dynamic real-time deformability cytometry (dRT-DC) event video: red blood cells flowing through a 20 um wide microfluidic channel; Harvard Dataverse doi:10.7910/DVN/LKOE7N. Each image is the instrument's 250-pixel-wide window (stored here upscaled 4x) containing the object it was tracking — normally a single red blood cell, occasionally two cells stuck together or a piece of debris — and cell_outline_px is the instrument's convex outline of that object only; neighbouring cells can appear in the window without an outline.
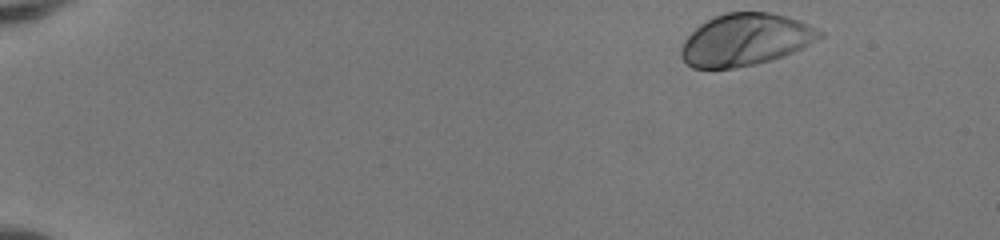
{"species": "human", "species_latin": "Homo sapiens", "temperature_condition": "room temperature", "stored_images_in_passage": 46, "camera_frame_rate_fps": 3000, "um_per_image_px": 0.085, "donor": {"sex": "female"}, "frame": {"image": 1, "passage_image": 1, "time_ms": 0.0, "image_size_px": [1000, 240], "cell_outline_px": [[824, 36], [784, 56], [756, 64], [732, 68], [692, 68], [680, 56], [680, 48], [684, 40], [700, 24], [724, 12], [768, 12], [800, 20], [824, 32]], "centroid_in_image_um": [63.35, 3.37], "position_along_channel_um": 21.6, "area_um2": 41.79}}
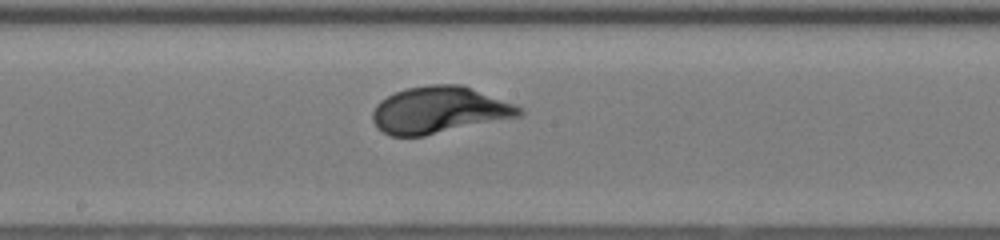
{"frame": {"image": 2, "passage_image": 25, "time_ms": 8.0, "image_size_px": [1000, 240], "cell_outline_px": [[524, 112], [520, 116], [424, 136], [392, 136], [376, 128], [372, 120], [372, 112], [376, 104], [380, 100], [404, 88], [432, 84], [464, 84], [524, 108]], "centroid_in_image_um": [37.33, 9.34], "position_along_channel_um": 210.9, "area_um2": 40.17}}
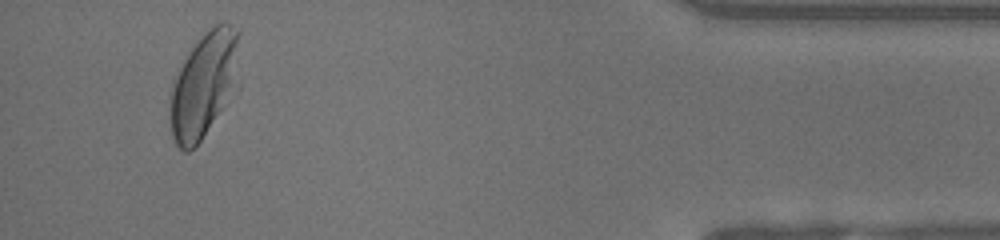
{"frame": {"image": 3, "passage_image": 44, "time_ms": 14.333, "image_size_px": [1000, 240], "cell_outline_px": [[240, 88], [200, 140], [188, 152], [184, 152], [176, 144], [172, 136], [168, 120], [168, 108], [172, 80], [188, 52], [216, 24], [224, 20], [232, 24], [236, 32], [240, 80]], "centroid_in_image_um": [17.33, 7.26], "position_along_channel_um": 417.9, "area_um2": 43.29}, "authors_computed_cell_mechanics": {"area_um2": 40.0265, "velocity_mm_per_s": 4.0651, "shape_relaxation_time_tau1_ms": 2.5113, "shape_relaxation_time_tau2_ms": null, "deformation_change_tau1": 0.1674, "deformation_change_tau2": null}}